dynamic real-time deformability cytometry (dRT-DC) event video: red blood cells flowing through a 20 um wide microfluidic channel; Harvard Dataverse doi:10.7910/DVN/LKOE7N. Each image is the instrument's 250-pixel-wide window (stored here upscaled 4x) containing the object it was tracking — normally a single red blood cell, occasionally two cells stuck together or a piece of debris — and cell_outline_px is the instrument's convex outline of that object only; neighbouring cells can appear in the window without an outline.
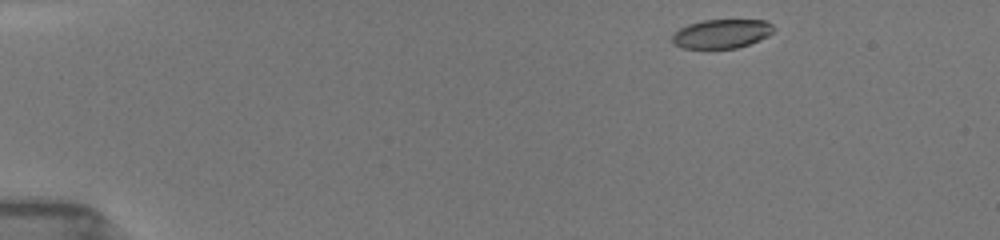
{"species": "common noctule bat (a hibernating species)", "species_latin": "Nyctalus noctula", "temperature_condition": "room temperature", "stored_images_in_passage": 45, "camera_frame_rate_fps": 3000, "um_per_image_px": 0.085, "animal": {"sex": "female", "body_mass_g": 19.5, "forearm_length_mm": 54.1}, "frame": {"image": 1, "passage_image": 1, "time_ms": 0.0, "image_size_px": [1000, 240], "cell_outline_px": [[776, 28], [768, 36], [760, 40], [736, 48], [680, 48], [672, 44], [672, 36], [680, 28], [688, 24], [704, 20], [768, 20]], "centroid_in_image_um": [61.35, 2.86], "position_along_channel_um": 23.6, "area_um2": 17.22}}
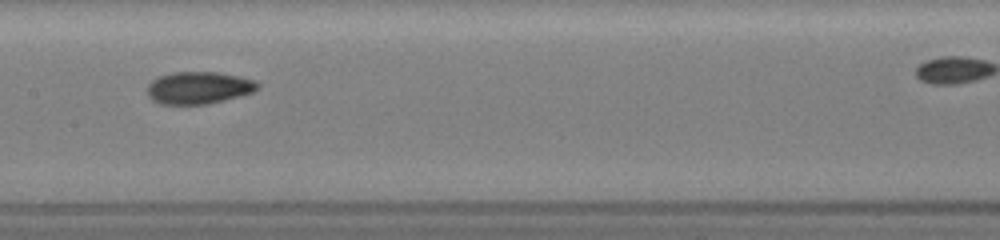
{"frame": {"image": 2, "passage_image": 20, "time_ms": 6.667, "image_size_px": [1000, 240], "cell_outline_px": [[260, 88], [252, 92], [240, 96], [208, 104], [160, 104], [152, 100], [148, 96], [148, 84], [152, 80], [160, 76], [172, 72], [216, 72], [256, 80], [260, 84]], "centroid_in_image_um": [16.9, 7.46], "position_along_channel_um": 190.5, "area_um2": 20.75}}
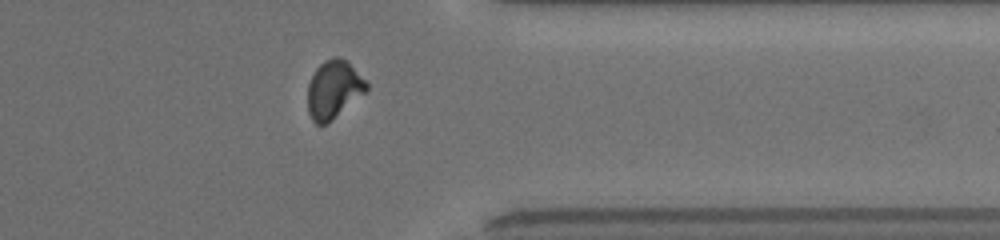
{"frame": {"image": 3, "passage_image": 43, "time_ms": 11.667, "image_size_px": [1000, 240], "cell_outline_px": [[368, 88], [364, 92], [328, 124], [316, 124], [312, 120], [308, 112], [308, 84], [316, 68], [324, 60], [332, 56], [340, 56], [348, 60], [368, 84]], "centroid_in_image_um": [28.34, 7.58], "position_along_channel_um": 383.1, "area_um2": 19.88}}